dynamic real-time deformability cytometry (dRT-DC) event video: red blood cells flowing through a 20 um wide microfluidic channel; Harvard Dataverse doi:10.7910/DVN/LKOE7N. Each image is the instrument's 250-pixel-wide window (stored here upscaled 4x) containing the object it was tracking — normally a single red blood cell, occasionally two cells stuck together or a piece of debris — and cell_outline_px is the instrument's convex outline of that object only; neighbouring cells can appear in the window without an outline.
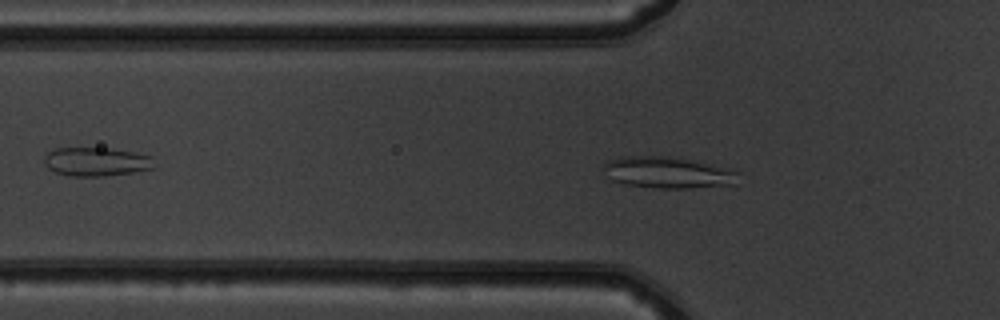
{"species": "common noctule bat (a hibernating species)", "species_latin": "Nyctalus noctula", "temperature_condition": "warm", "stored_images_in_passage": 41, "camera_frame_rate_fps": 3000, "um_per_image_px": 0.085, "animal": {"sex": "male", "body_mass_g": 19.5, "forearm_length_mm": 54.6}, "frame": {"image": 1, "passage_image": 7, "time_ms": 2.0, "image_size_px": [1000, 320], "cell_outline_px": [[740, 172], [732, 184], [688, 188], [660, 188], [624, 184], [612, 180], [604, 168], [604, 160], [620, 156], [660, 156], [688, 160], [728, 168]], "centroid_in_image_um": [56.69, 14.66], "position_along_channel_um": 69.1, "area_um2": 24.22}}
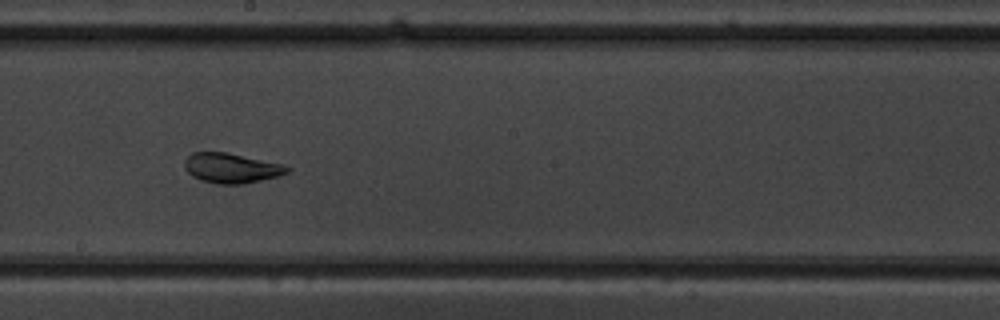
{"frame": {"image": 2, "passage_image": 19, "time_ms": 6.0, "image_size_px": [1000, 320], "cell_outline_px": [[292, 168], [288, 172], [276, 176], [260, 180], [240, 184], [216, 184], [200, 180], [192, 176], [184, 168], [184, 160], [192, 152], [228, 152], [284, 164]], "centroid_in_image_um": [19.65, 14.27], "position_along_channel_um": 228.6, "area_um2": 17.98}}
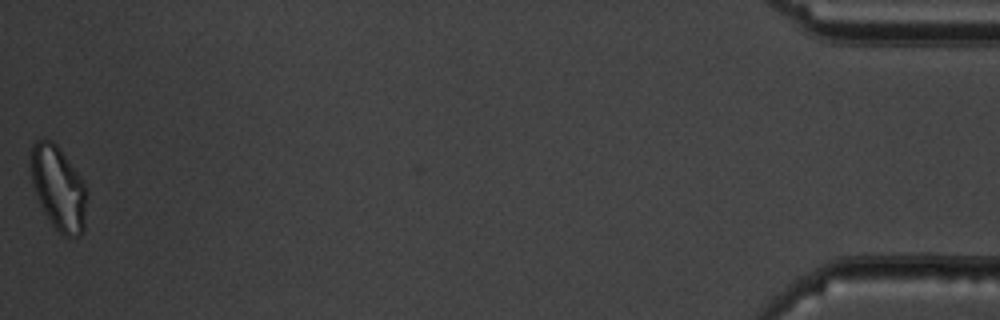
{"frame": {"image": 3, "passage_image": 41, "time_ms": 13.333, "image_size_px": [1000, 320], "cell_outline_px": [[88, 192], [84, 232], [80, 236], [64, 236], [52, 224], [44, 212], [40, 204], [32, 184], [32, 144], [36, 140], [52, 140], [56, 144], [84, 180]], "centroid_in_image_um": [5.02, 16.02], "position_along_channel_um": 430.2, "area_um2": 27.4}, "authors_computed_cell_mechanics": {"area_um2": 20.8658, "velocity_mm_per_s": 4.0061, "shape_relaxation_time_tau1_ms": 4.9543, "shape_relaxation_time_tau2_ms": null, "deformation_change_tau1": 0.1449, "deformation_change_tau2": null}}